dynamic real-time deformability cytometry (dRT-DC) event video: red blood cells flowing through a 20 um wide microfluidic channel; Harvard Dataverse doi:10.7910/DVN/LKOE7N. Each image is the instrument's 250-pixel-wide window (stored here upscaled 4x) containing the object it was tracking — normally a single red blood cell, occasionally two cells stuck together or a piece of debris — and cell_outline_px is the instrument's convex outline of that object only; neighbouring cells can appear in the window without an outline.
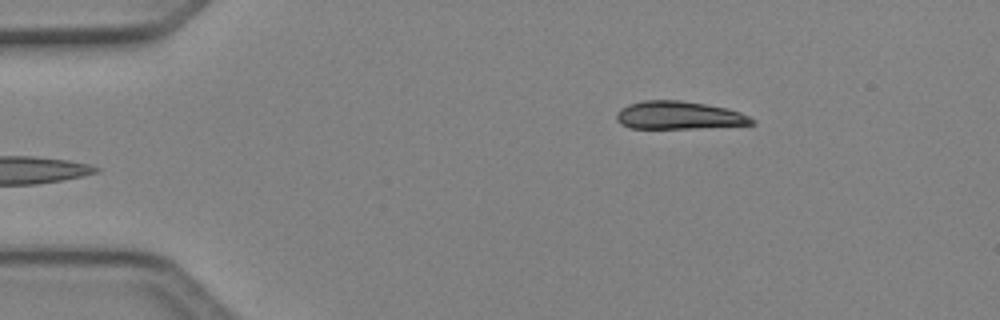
{"species": "Egyptian fruit bat (a non-hibernating species)", "species_latin": "Rousettus aegyptiacus", "temperature_condition": "cold", "stored_images_in_passage": 5, "camera_frame_rate_fps": 3000, "um_per_image_px": 0.085, "animal": {"sex": "female"}, "frame": {"image": 1, "passage_image": 5, "time_ms": 1.333, "image_size_px": [1000, 320], "cell_outline_px": [[756, 124], [696, 128], [628, 128], [620, 124], [616, 120], [616, 112], [620, 108], [628, 104], [644, 100], [680, 100], [728, 108], [740, 112], [756, 120]], "centroid_in_image_um": [57.68, 9.8], "position_along_channel_um": 27.3, "area_um2": 22.2}}